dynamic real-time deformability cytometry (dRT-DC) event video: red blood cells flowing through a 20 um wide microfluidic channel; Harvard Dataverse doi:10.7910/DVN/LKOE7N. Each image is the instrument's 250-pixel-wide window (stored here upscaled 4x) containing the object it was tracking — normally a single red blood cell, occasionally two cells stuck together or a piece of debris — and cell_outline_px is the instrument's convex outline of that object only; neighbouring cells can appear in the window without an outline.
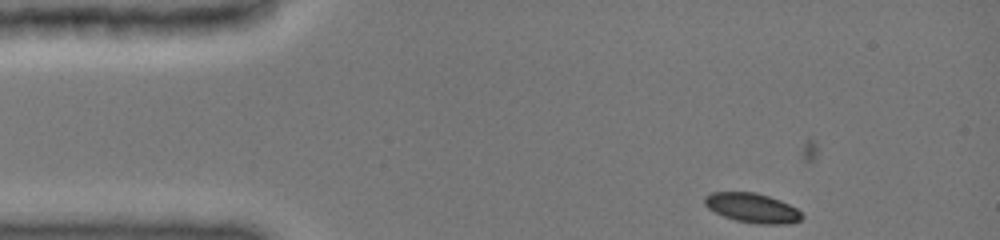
{"species": "common noctule bat (a hibernating species)", "species_latin": "Nyctalus noctula", "temperature_condition": "cold", "stored_images_in_passage": 19, "camera_frame_rate_fps": 3000, "um_per_image_px": 0.085, "animal": {"sex": "female", "body_mass_g": 19.0, "forearm_length_mm": 51.5}, "frame": {"image": 1, "passage_image": 1, "time_ms": 0.0, "image_size_px": [1000, 240], "cell_outline_px": [[804, 216], [800, 220], [788, 224], [756, 224], [736, 220], [724, 216], [708, 208], [704, 204], [704, 196], [712, 192], [756, 192], [780, 200], [796, 208]], "centroid_in_image_um": [63.94, 17.67], "position_along_channel_um": 21.1, "area_um2": 16.7}}
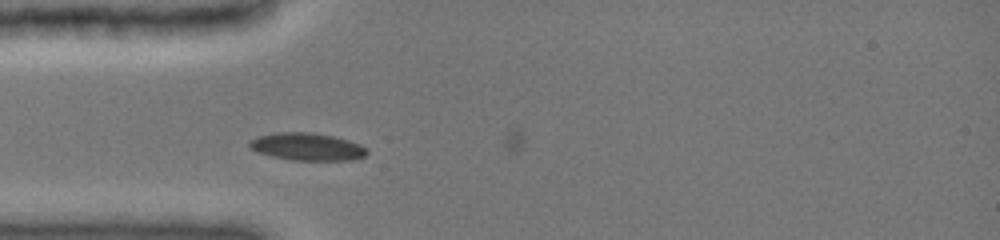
{"frame": {"image": 2, "passage_image": 17, "time_ms": 2.667, "image_size_px": [1000, 240], "cell_outline_px": [[368, 152], [364, 156], [352, 160], [292, 160], [272, 156], [256, 152], [248, 148], [248, 140], [256, 136], [276, 132], [312, 132], [332, 136], [348, 140], [360, 144]], "centroid_in_image_um": [26.03, 12.46], "position_along_channel_um": 59.0, "area_um2": 18.96}}